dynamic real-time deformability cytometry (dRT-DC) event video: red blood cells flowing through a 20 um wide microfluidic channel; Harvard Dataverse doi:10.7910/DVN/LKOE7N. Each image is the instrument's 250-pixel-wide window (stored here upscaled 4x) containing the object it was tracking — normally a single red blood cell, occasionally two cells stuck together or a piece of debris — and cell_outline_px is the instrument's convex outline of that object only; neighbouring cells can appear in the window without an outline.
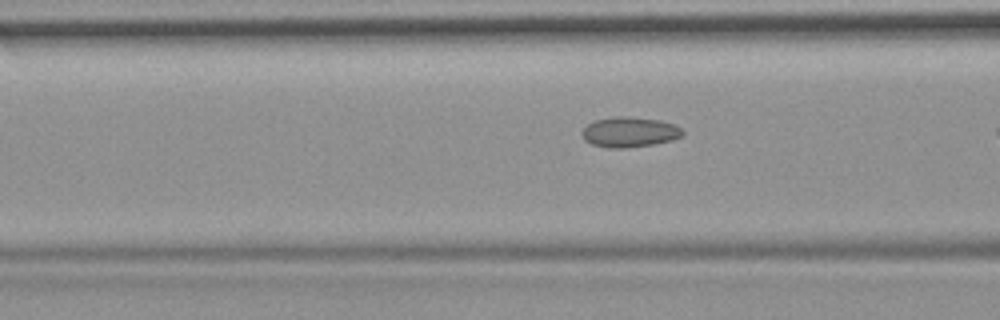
{"species": "common noctule bat (a hibernating species)", "species_latin": "Nyctalus noctula", "temperature_condition": "room temperature", "stored_images_in_passage": 21, "camera_frame_rate_fps": 3000, "um_per_image_px": 0.085, "animal": {"sex": "female", "body_mass_g": 19.9}, "frame": {"image": 1, "passage_image": 18, "time_ms": 5.667, "image_size_px": [1000, 320], "cell_outline_px": [[684, 132], [680, 136], [672, 140], [652, 144], [624, 148], [608, 148], [592, 144], [584, 140], [580, 132], [588, 124], [596, 120], [620, 116], [628, 116], [660, 120], [676, 124]], "centroid_in_image_um": [53.5, 11.22], "position_along_channel_um": 113.1, "area_um2": 17.63}}